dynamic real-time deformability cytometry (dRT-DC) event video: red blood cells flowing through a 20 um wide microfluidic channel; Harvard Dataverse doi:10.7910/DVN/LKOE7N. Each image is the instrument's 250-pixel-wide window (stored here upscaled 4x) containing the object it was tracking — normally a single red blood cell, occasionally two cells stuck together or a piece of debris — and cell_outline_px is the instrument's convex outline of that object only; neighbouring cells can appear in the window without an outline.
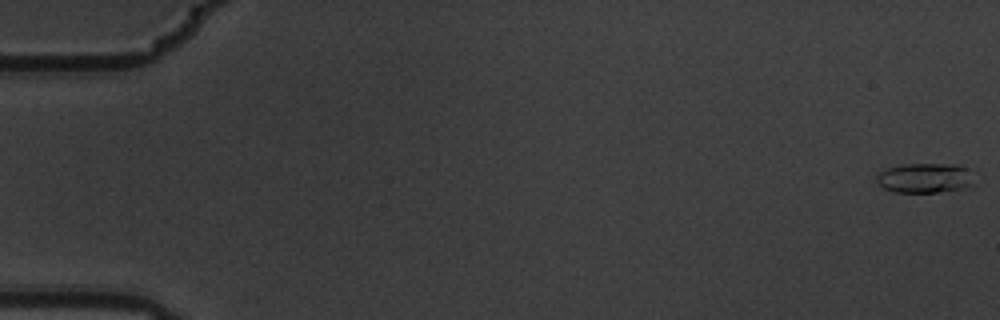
{"species": "common noctule bat (a hibernating species)", "species_latin": "Nyctalus noctula", "temperature_condition": "warm", "stored_images_in_passage": 5, "camera_frame_rate_fps": 3000, "um_per_image_px": 0.085, "animal": {"sex": "male", "body_mass_g": 19.5, "forearm_length_mm": 54.6}, "frame": {"image": 1, "passage_image": 1, "time_ms": 0.0, "image_size_px": [1000, 320], "cell_outline_px": [[972, 184], [964, 188], [936, 192], [892, 192], [884, 188], [876, 180], [876, 176], [880, 172], [888, 168], [900, 164], [956, 164], [964, 168]], "centroid_in_image_um": [78.51, 15.13], "position_along_channel_um": 6.5, "area_um2": 16.47}}